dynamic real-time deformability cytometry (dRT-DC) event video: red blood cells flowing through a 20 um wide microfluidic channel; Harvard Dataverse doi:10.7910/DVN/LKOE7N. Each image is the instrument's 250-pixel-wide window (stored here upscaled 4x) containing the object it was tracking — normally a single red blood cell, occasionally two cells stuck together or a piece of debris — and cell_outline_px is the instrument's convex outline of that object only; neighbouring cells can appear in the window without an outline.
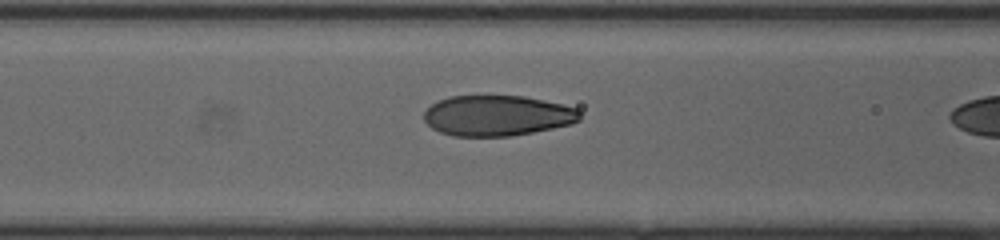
{"species": "human", "species_latin": "Homo sapiens", "temperature_condition": "cold", "stored_images_in_passage": 20, "camera_frame_rate_fps": 3000, "um_per_image_px": 0.085, "donor": {"sex": "female"}, "frame": {"image": 1, "passage_image": 19, "time_ms": 6.0, "image_size_px": [1000, 240], "cell_outline_px": [[580, 120], [572, 124], [512, 136], [452, 136], [440, 132], [432, 128], [424, 120], [424, 112], [432, 104], [440, 100], [452, 96], [524, 96], [560, 104], [576, 108], [580, 112]], "centroid_in_image_um": [42.26, 9.83], "position_along_channel_um": 124.3, "area_um2": 36.65}}